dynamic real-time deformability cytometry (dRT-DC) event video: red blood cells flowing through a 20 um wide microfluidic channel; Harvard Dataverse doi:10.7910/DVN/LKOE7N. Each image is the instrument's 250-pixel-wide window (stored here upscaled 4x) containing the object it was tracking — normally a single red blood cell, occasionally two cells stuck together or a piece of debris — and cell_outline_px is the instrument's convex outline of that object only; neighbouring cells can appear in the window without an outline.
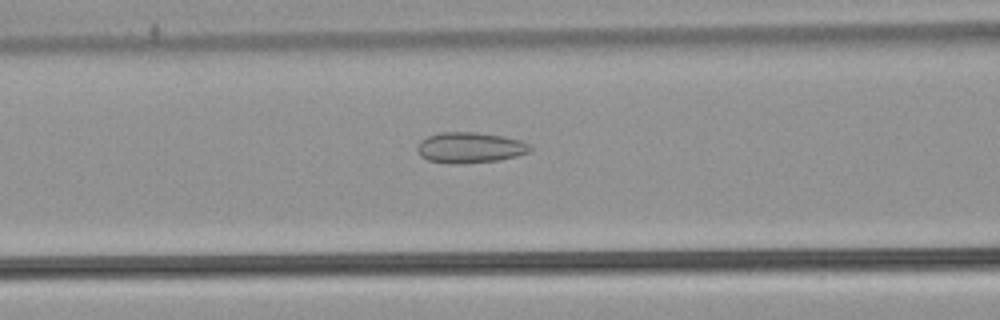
{"species": "common noctule bat (a hibernating species)", "species_latin": "Nyctalus noctula", "temperature_condition": "warm", "stored_images_in_passage": 49, "camera_frame_rate_fps": 3000, "um_per_image_px": 0.085, "animal": {"sex": "male", "body_mass_g": 21.5, "forearm_length_mm": 52.0}, "frame": {"image": 1, "passage_image": 18, "time_ms": 5.667, "image_size_px": [1000, 320], "cell_outline_px": [[532, 148], [528, 152], [516, 156], [500, 160], [460, 164], [448, 164], [428, 160], [420, 156], [416, 148], [420, 140], [428, 136], [440, 132], [476, 132], [500, 136], [520, 140], [532, 144]], "centroid_in_image_um": [39.92, 12.55], "position_along_channel_um": 126.7, "area_um2": 20.35}}
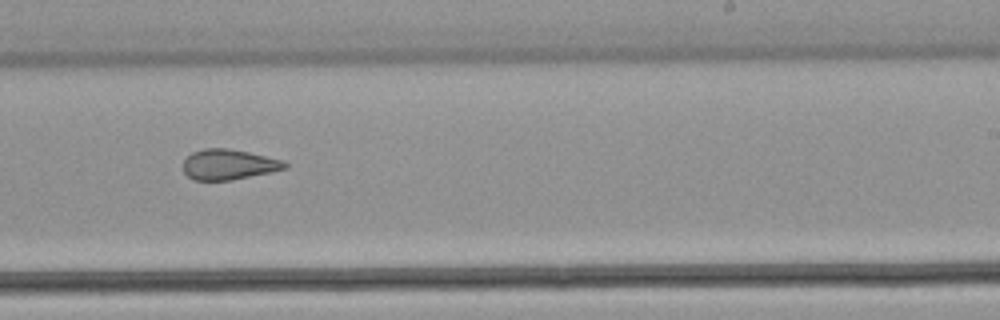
{"frame": {"image": 2, "passage_image": 29, "time_ms": 9.333, "image_size_px": [1000, 320], "cell_outline_px": [[288, 168], [272, 172], [232, 180], [192, 180], [184, 172], [184, 160], [192, 152], [204, 148], [228, 148], [248, 152], [284, 160], [288, 164]], "centroid_in_image_um": [19.46, 13.98], "position_along_channel_um": 269.5, "area_um2": 18.09}}
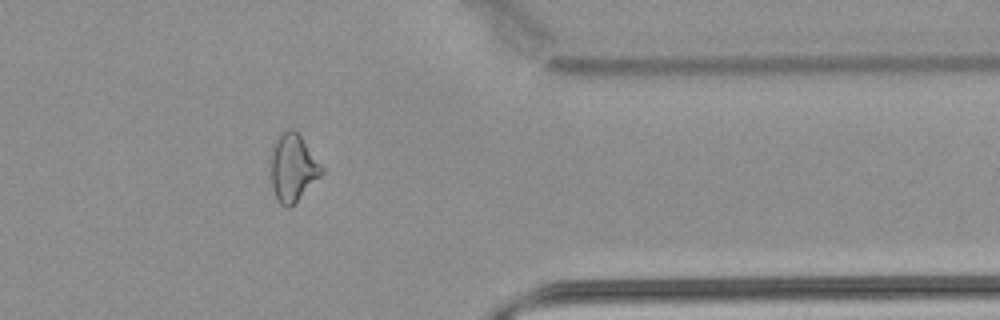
{"frame": {"image": 3, "passage_image": 39, "time_ms": 12.667, "image_size_px": [1000, 320], "cell_outline_px": [[324, 172], [288, 208], [284, 208], [276, 200], [272, 188], [272, 144], [276, 136], [280, 132], [288, 128], [292, 128], [300, 136], [324, 168]], "centroid_in_image_um": [24.87, 14.23], "position_along_channel_um": 386.5, "area_um2": 19.71}, "authors_computed_cell_mechanics": {"area_um2": 20.8658, "velocity_mm_per_s": 3.9018, "shape_relaxation_time_tau1_ms": null, "shape_relaxation_time_tau2_ms": 1.8208, "deformation_change_tau1": null, "deformation_change_tau2": 0.1065}}